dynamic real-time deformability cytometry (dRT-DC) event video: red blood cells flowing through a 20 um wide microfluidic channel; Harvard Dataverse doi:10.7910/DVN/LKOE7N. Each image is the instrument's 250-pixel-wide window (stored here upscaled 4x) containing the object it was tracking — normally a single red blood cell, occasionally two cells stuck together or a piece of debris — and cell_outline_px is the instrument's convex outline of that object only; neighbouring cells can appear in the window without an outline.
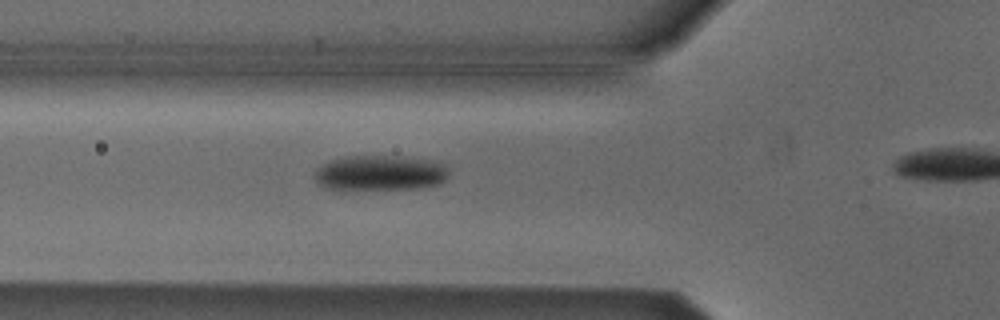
{"species": "Egyptian fruit bat (a non-hibernating species)", "species_latin": "Rousettus aegyptiacus", "temperature_condition": "cold", "stored_images_in_passage": 28, "camera_frame_rate_fps": 3000, "um_per_image_px": 0.085, "animal": {"sex": "male"}, "frame": {"image": 1, "passage_image": 3, "time_ms": 0.667, "image_size_px": [1000, 320], "cell_outline_px": [[448, 176], [440, 184], [416, 188], [344, 192], [340, 192], [328, 188], [320, 184], [312, 176], [316, 168], [332, 160], [348, 156], [400, 156], [436, 160], [444, 164], [448, 168]], "centroid_in_image_um": [32.28, 14.73], "position_along_channel_um": 93.5, "area_um2": 28.61}}
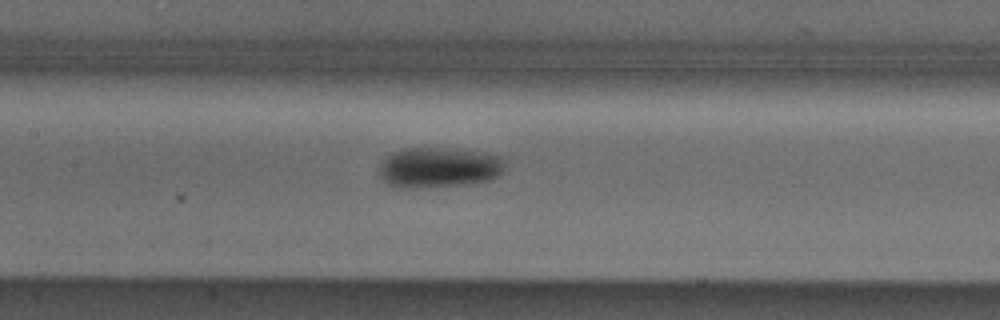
{"frame": {"image": 2, "passage_image": 9, "time_ms": 2.667, "image_size_px": [1000, 320], "cell_outline_px": [[500, 172], [496, 176], [488, 180], [460, 184], [416, 188], [396, 188], [388, 184], [380, 176], [380, 164], [392, 152], [404, 148], [448, 148], [484, 152], [500, 156]], "centroid_in_image_um": [37.21, 14.23], "position_along_channel_um": 170.2, "area_um2": 29.02}}
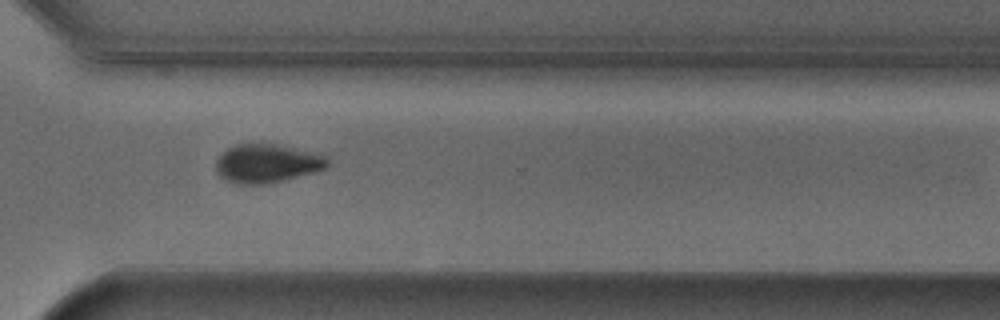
{"frame": {"image": 3, "passage_image": 23, "time_ms": 7.333, "image_size_px": [1000, 320], "cell_outline_px": [[328, 164], [324, 168], [312, 172], [284, 180], [264, 184], [236, 184], [220, 176], [216, 172], [216, 160], [228, 148], [236, 144], [252, 140], [276, 144], [320, 152], [328, 160]], "centroid_in_image_um": [22.67, 13.84], "position_along_channel_um": 347.9, "area_um2": 25.61}}